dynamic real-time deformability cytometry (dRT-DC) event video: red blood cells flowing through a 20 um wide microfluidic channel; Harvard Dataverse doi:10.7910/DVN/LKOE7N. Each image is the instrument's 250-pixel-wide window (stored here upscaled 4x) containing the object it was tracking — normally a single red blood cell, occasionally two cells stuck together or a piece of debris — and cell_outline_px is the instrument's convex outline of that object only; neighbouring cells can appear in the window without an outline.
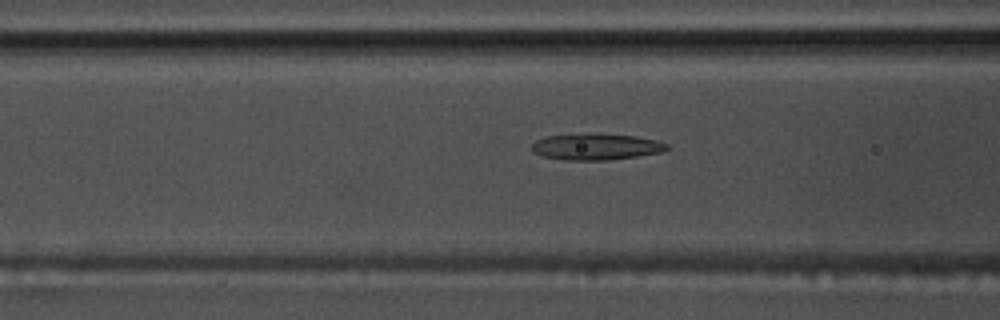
{"species": "common noctule bat (a hibernating species)", "species_latin": "Nyctalus noctula", "temperature_condition": "warm", "stored_images_in_passage": 42, "camera_frame_rate_fps": 3000, "um_per_image_px": 0.085, "animal": {"sex": "male", "body_mass_g": 17.5, "forearm_length_mm": 52.3}, "frame": {"image": 1, "passage_image": 7, "time_ms": 2.0, "image_size_px": [1000, 320], "cell_outline_px": [[668, 148], [664, 152], [608, 160], [564, 160], [544, 156], [536, 152], [532, 148], [532, 144], [536, 140], [548, 136], [636, 136], [656, 140], [668, 144]], "centroid_in_image_um": [50.73, 12.52], "position_along_channel_um": 115.9, "area_um2": 19.59}}
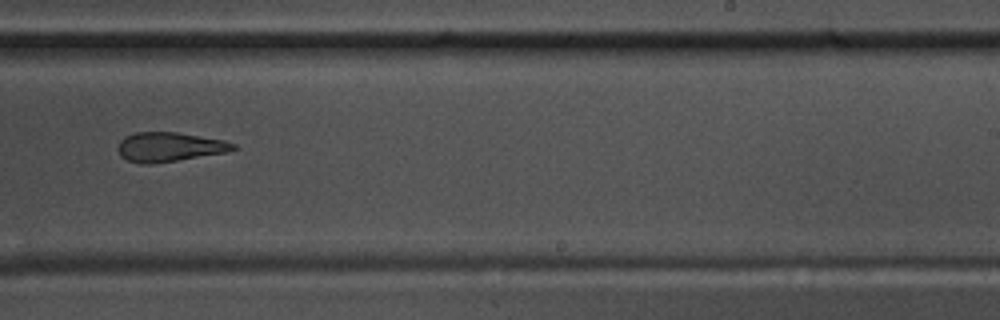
{"frame": {"image": 2, "passage_image": 20, "time_ms": 6.333, "image_size_px": [1000, 320], "cell_outline_px": [[236, 148], [228, 152], [152, 164], [140, 164], [128, 160], [120, 156], [116, 148], [120, 140], [124, 136], [136, 132], [176, 132], [224, 140], [236, 144]], "centroid_in_image_um": [14.36, 12.49], "position_along_channel_um": 274.6, "area_um2": 19.83}}
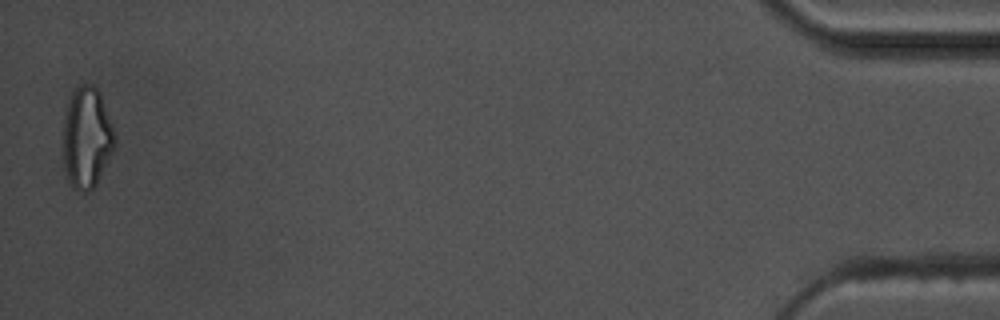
{"frame": {"image": 3, "passage_image": 40, "time_ms": 13.0, "image_size_px": [1000, 320], "cell_outline_px": [[116, 144], [96, 184], [92, 188], [84, 192], [76, 188], [68, 180], [64, 168], [64, 112], [68, 100], [72, 92], [80, 84], [92, 84], [100, 92], [112, 124], [116, 136]], "centroid_in_image_um": [7.38, 11.65], "position_along_channel_um": 427.8, "area_um2": 30.29}}